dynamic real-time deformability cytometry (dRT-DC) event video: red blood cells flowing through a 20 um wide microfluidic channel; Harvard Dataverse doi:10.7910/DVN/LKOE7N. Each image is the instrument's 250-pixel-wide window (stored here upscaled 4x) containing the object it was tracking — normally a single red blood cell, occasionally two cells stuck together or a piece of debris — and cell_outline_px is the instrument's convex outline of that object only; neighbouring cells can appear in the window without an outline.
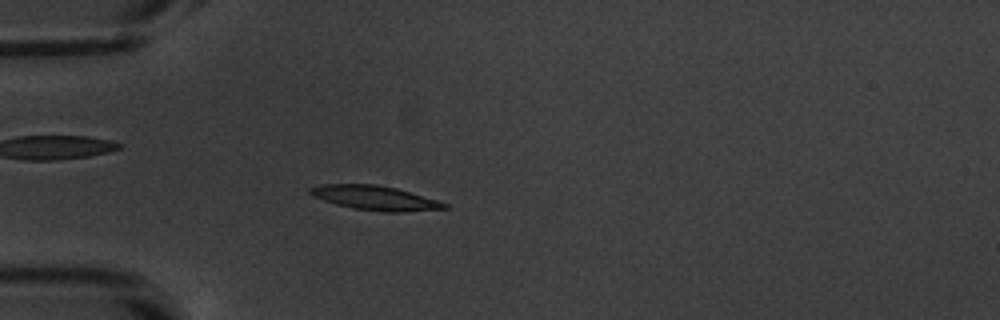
{"species": "common noctule bat (a hibernating species)", "species_latin": "Nyctalus noctula", "temperature_condition": "warm", "stored_images_in_passage": 53, "camera_frame_rate_fps": 3000, "um_per_image_px": 0.085, "animal": {"sex": "male", "body_mass_g": 20.1, "forearm_length_mm": 53.5}, "frame": {"image": 1, "passage_image": 15, "time_ms": 4.667, "image_size_px": [1000, 320], "cell_outline_px": [[448, 208], [400, 212], [388, 212], [352, 208], [336, 204], [312, 196], [308, 192], [308, 188], [324, 184], [376, 184], [396, 188], [436, 200], [448, 204]], "centroid_in_image_um": [31.84, 16.82], "position_along_channel_um": 53.2, "area_um2": 18.84}}
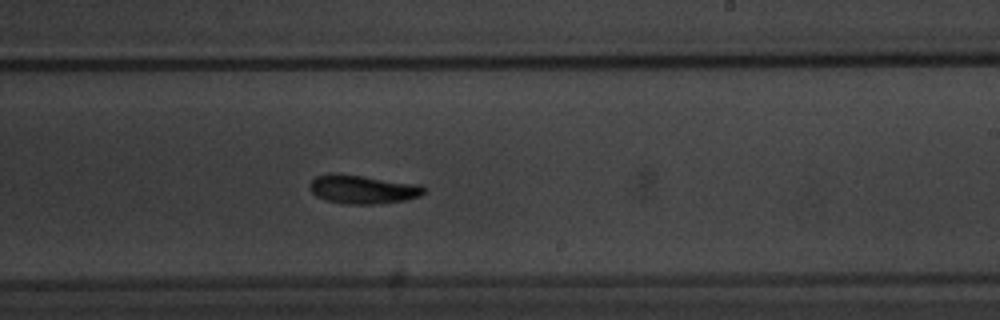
{"frame": {"image": 2, "passage_image": 32, "time_ms": 10.333, "image_size_px": [1000, 320], "cell_outline_px": [[424, 192], [420, 196], [404, 200], [372, 204], [348, 204], [328, 200], [316, 196], [308, 188], [308, 184], [316, 176], [328, 172], [336, 172], [420, 184], [424, 188]], "centroid_in_image_um": [30.78, 16.06], "position_along_channel_um": 258.2, "area_um2": 19.19}}
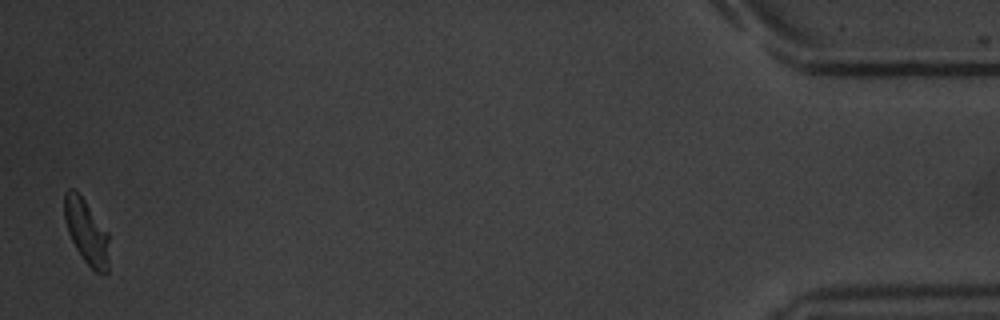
{"frame": {"image": 3, "passage_image": 52, "time_ms": 17.0, "image_size_px": [1000, 320], "cell_outline_px": [[108, 272], [104, 276], [96, 272], [84, 260], [76, 248], [68, 232], [64, 220], [64, 192], [68, 188], [72, 188], [84, 200], [108, 232]], "centroid_in_image_um": [7.34, 19.71], "position_along_channel_um": 427.9, "area_um2": 16.7}, "authors_computed_cell_mechanics": {"area_um2": 18.2648, "velocity_mm_per_s": 3.8137, "shape_relaxation_time_tau1_ms": 2.1166, "shape_relaxation_time_tau2_ms": 5.5017, "deformation_change_tau1": 0.1468, "deformation_change_tau2": 0.136}}